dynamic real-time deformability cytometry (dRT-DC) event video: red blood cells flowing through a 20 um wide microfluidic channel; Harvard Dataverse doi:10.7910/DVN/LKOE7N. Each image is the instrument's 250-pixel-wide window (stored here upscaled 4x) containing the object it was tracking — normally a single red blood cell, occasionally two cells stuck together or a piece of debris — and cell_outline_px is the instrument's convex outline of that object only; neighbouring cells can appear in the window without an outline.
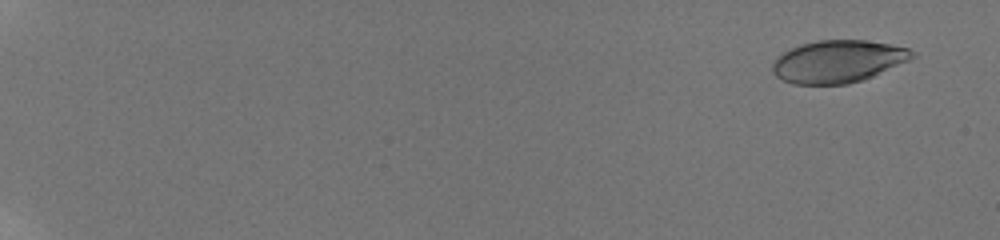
{"species": "human", "species_latin": "Homo sapiens", "temperature_condition": "room temperature", "stored_images_in_passage": 52, "camera_frame_rate_fps": 3000, "um_per_image_px": 0.085, "donor": {"sex": "male"}, "frame": {"image": 1, "passage_image": 4, "time_ms": 1.0, "image_size_px": [1000, 240], "cell_outline_px": [[916, 56], [908, 60], [872, 76], [848, 84], [792, 84], [776, 76], [772, 72], [772, 64], [784, 52], [800, 44], [816, 40], [864, 40], [888, 44], [908, 48], [916, 52]], "centroid_in_image_um": [71.22, 5.22], "position_along_channel_um": 13.8, "area_um2": 34.16}}
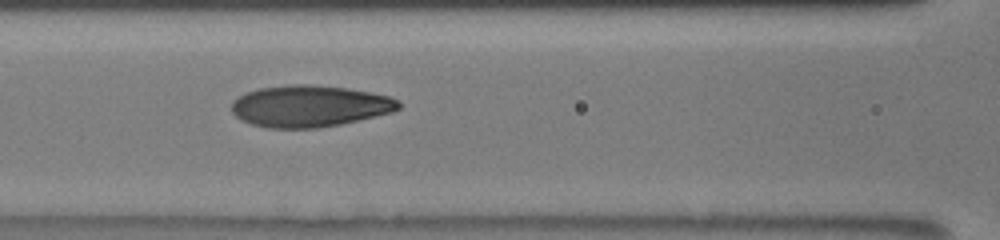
{"frame": {"image": 2, "passage_image": 28, "time_ms": 10.0, "image_size_px": [1000, 240], "cell_outline_px": [[400, 108], [392, 112], [340, 124], [316, 128], [268, 128], [252, 124], [240, 120], [232, 112], [232, 100], [244, 92], [260, 88], [292, 84], [308, 84], [348, 88], [388, 96], [400, 100]], "centroid_in_image_um": [26.28, 9.01], "position_along_channel_um": 140.3, "area_um2": 40.52}}
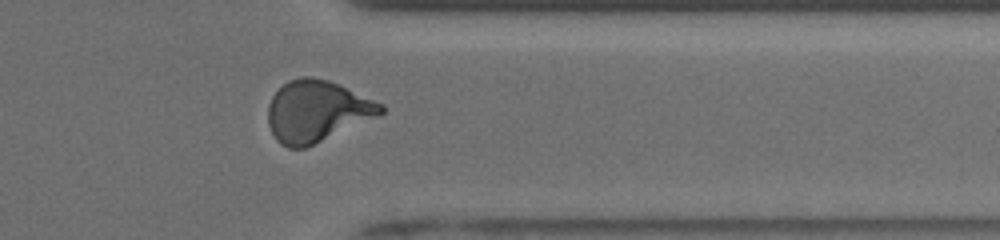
{"frame": {"image": 3, "passage_image": 45, "time_ms": 16.333, "image_size_px": [1000, 240], "cell_outline_px": [[384, 112], [380, 116], [304, 148], [288, 148], [280, 144], [276, 140], [268, 124], [268, 104], [272, 96], [288, 80], [300, 76], [312, 76], [328, 80], [384, 104]], "centroid_in_image_um": [26.93, 9.45], "position_along_channel_um": 384.5, "area_um2": 40.4}, "authors_computed_cell_mechanics": {"area_um2": 38.726, "velocity_mm_per_s": 3.8758, "shape_relaxation_time_tau1_ms": 4.2172, "shape_relaxation_time_tau2_ms": 1.1048, "deformation_change_tau1": 0.1897, "deformation_change_tau2": 0.0746}}